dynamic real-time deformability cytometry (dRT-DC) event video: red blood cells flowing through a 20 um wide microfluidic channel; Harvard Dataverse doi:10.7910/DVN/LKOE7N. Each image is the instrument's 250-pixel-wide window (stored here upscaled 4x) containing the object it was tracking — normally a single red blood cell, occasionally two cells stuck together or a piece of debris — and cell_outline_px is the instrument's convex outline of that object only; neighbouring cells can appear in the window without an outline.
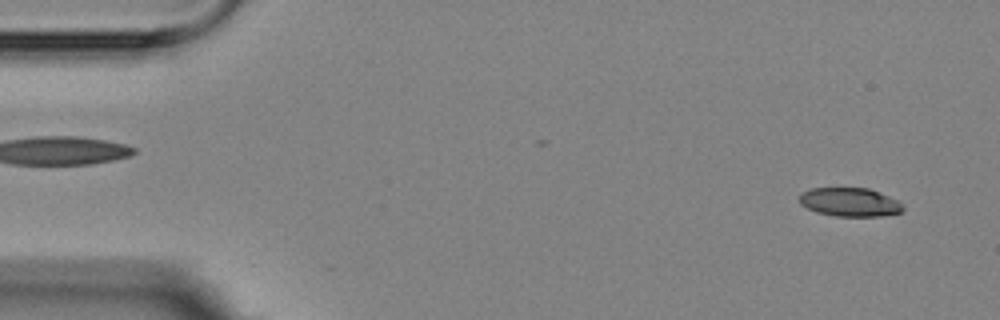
{"species": "Egyptian fruit bat (a non-hibernating species)", "species_latin": "Rousettus aegyptiacus", "temperature_condition": "room temperature", "stored_images_in_passage": 5, "segment_of_instrument_passage": [2, 2], "camera_frame_rate_fps": 3000, "um_per_image_px": 0.085, "animal": {"sex": "female"}, "frame": {"image": 1, "passage_image": 5, "time_ms": 5.667, "image_size_px": [1000, 320], "cell_outline_px": [[904, 208], [900, 212], [884, 216], [836, 216], [816, 212], [800, 204], [800, 192], [812, 188], [868, 188], [888, 196], [896, 200]], "centroid_in_image_um": [72.2, 17.18], "position_along_channel_um": 12.8, "area_um2": 17.17}}